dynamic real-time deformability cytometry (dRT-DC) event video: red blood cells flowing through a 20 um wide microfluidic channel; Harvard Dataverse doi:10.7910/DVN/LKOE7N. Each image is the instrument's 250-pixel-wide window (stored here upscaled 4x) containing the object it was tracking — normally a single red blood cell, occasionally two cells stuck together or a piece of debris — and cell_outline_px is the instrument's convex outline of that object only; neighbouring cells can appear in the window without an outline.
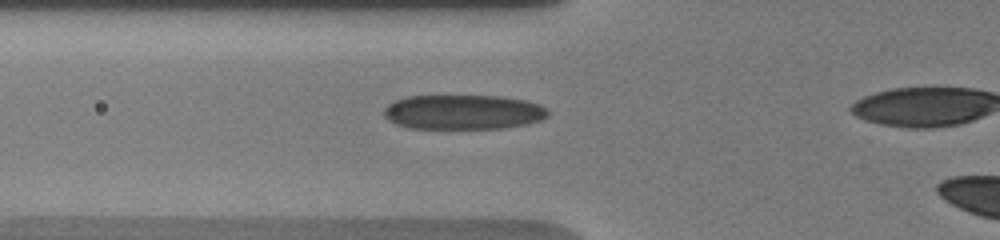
{"species": "human", "species_latin": "Homo sapiens", "temperature_condition": "warm", "stored_images_in_passage": 33, "camera_frame_rate_fps": 3000, "um_per_image_px": 0.085, "donor": {"sex": "male"}, "frame": {"image": 1, "passage_image": 12, "time_ms": 5.0, "image_size_px": [1000, 240], "cell_outline_px": [[548, 116], [540, 120], [524, 124], [504, 128], [408, 128], [396, 124], [388, 120], [384, 116], [384, 108], [388, 104], [396, 100], [408, 96], [500, 96], [524, 100], [540, 104], [548, 108]], "centroid_in_image_um": [39.37, 9.52], "position_along_channel_um": 86.4, "area_um2": 33.12}}
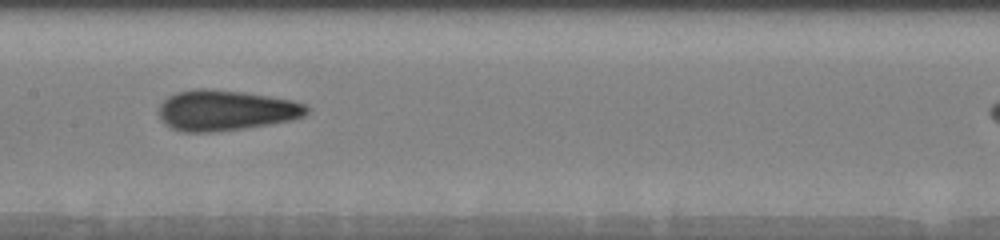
{"frame": {"image": 2, "passage_image": 18, "time_ms": 7.667, "image_size_px": [1000, 240], "cell_outline_px": [[312, 108], [304, 116], [292, 120], [244, 128], [212, 132], [180, 132], [164, 124], [160, 120], [156, 112], [160, 104], [168, 96], [176, 92], [192, 88], [208, 88], [244, 92], [292, 100], [308, 104]], "centroid_in_image_um": [19.15, 9.37], "position_along_channel_um": 188.2, "area_um2": 35.49}}
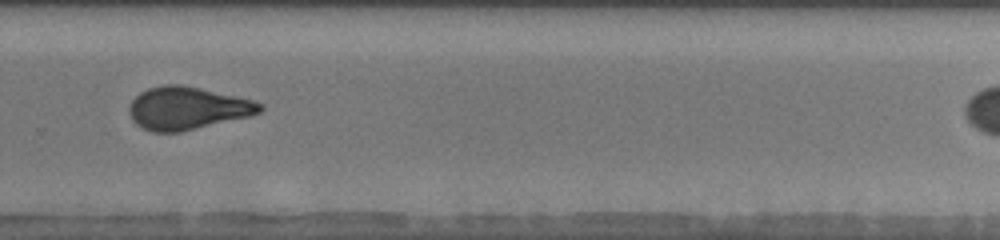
{"frame": {"image": 3, "passage_image": 25, "time_ms": 11.0, "image_size_px": [1000, 240], "cell_outline_px": [[264, 108], [260, 112], [252, 116], [180, 132], [152, 132], [140, 128], [132, 120], [128, 112], [128, 108], [132, 100], [140, 92], [148, 88], [164, 84], [180, 84], [200, 88], [256, 100], [264, 104]], "centroid_in_image_um": [15.94, 9.2], "position_along_channel_um": 313.9, "area_um2": 33.0}, "authors_computed_cell_mechanics": {"area_um2": 33.813, "velocity_mm_per_s": 3.7889, "shape_relaxation_time_tau1_ms": 4.2438, "shape_relaxation_time_tau2_ms": 1.3818, "deformation_change_tau1": 0.1608, "deformation_change_tau2": 0.0918}}